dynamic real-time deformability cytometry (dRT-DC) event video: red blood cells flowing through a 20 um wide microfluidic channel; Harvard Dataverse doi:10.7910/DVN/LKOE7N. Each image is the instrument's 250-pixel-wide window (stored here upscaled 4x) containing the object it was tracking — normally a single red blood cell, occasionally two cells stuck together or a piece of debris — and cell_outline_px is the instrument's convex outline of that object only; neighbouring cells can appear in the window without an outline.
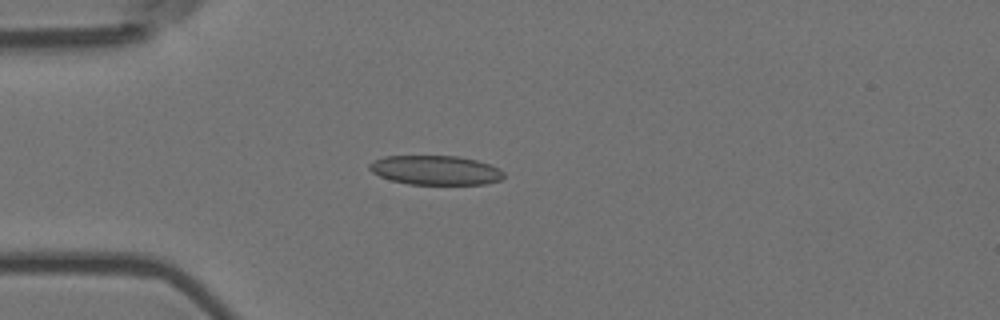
{"species": "Egyptian fruit bat (a non-hibernating species)", "species_latin": "Rousettus aegyptiacus", "temperature_condition": "room temperature", "stored_images_in_passage": 6, "camera_frame_rate_fps": 3000, "um_per_image_px": 0.085, "animal": {"sex": "female"}, "frame": {"image": 1, "passage_image": 5, "time_ms": 1.333, "image_size_px": [1000, 320], "cell_outline_px": [[504, 176], [500, 180], [484, 184], [408, 184], [392, 180], [380, 176], [372, 172], [368, 168], [368, 164], [372, 160], [384, 156], [456, 156], [476, 160], [500, 168], [504, 172]], "centroid_in_image_um": [36.99, 14.46], "position_along_channel_um": 48.0, "area_um2": 22.95}}